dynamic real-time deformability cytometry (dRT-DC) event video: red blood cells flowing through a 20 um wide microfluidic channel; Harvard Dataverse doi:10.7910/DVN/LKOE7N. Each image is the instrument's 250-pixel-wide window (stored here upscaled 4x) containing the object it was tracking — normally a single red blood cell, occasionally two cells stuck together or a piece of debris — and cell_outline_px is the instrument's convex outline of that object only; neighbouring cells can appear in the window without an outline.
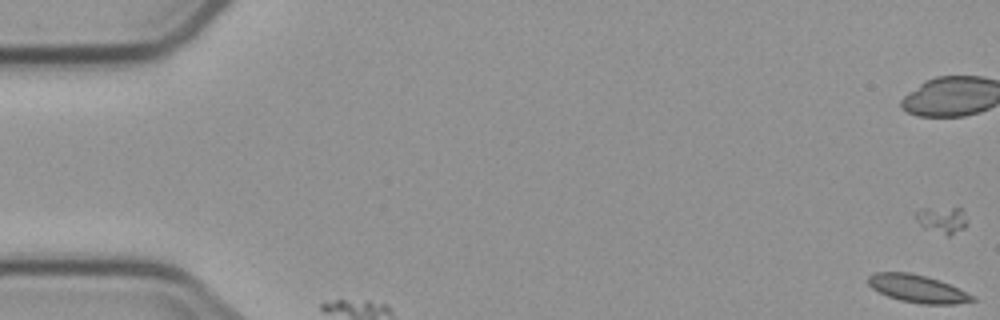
{"species": "common noctule bat (a hibernating species)", "species_latin": "Nyctalus noctula", "temperature_condition": "cold", "stored_images_in_passage": 4, "camera_frame_rate_fps": 3000, "um_per_image_px": 0.085, "animal": {"sex": "male", "body_mass_g": 23.1, "forearm_length_mm": 52.7}, "frame": {"image": 1, "passage_image": 1, "time_ms": 0.0, "image_size_px": [1000, 320], "cell_outline_px": [[976, 300], [956, 304], [920, 304], [900, 300], [888, 296], [872, 288], [868, 284], [868, 276], [876, 272], [908, 272], [924, 276], [948, 284], [972, 296]], "centroid_in_image_um": [77.93, 24.54], "position_along_channel_um": 7.1, "area_um2": 16.36}}